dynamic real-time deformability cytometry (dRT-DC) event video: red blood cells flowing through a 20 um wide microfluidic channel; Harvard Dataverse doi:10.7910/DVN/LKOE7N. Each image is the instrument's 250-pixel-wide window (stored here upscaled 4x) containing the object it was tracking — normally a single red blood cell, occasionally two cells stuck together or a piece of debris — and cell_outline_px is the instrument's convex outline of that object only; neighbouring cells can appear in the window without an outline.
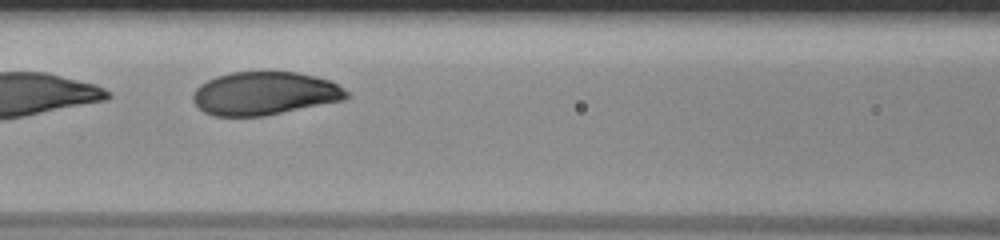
{"species": "human", "species_latin": "Homo sapiens", "temperature_condition": "room temperature", "stored_images_in_passage": 15, "camera_frame_rate_fps": 3000, "um_per_image_px": 0.085, "donor": {"sex": "male"}, "frame": {"image": 1, "passage_image": 13, "time_ms": 4.0, "image_size_px": [1000, 240], "cell_outline_px": [[352, 96], [344, 100], [264, 116], [216, 116], [204, 112], [192, 100], [192, 96], [196, 88], [200, 84], [216, 76], [232, 72], [296, 72], [316, 76], [332, 80], [344, 88]], "centroid_in_image_um": [22.53, 7.94], "position_along_channel_um": 144.1, "area_um2": 38.84}}